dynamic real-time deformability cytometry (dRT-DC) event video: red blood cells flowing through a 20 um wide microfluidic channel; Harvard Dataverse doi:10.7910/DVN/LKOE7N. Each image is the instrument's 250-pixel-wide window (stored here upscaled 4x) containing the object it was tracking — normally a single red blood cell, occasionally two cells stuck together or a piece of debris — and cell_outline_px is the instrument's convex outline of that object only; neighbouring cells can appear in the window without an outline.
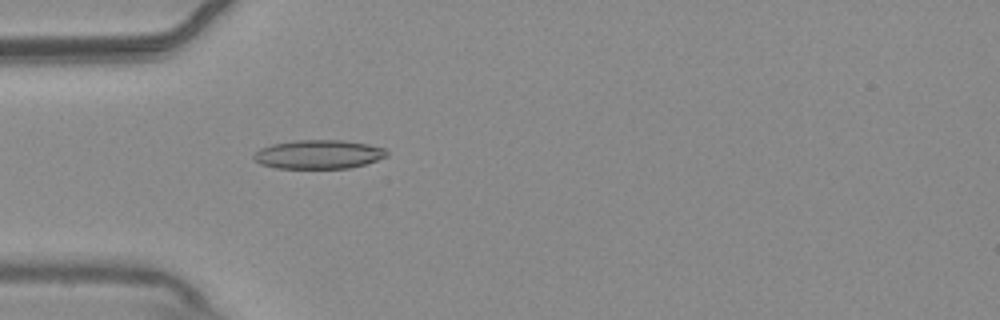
{"species": "common noctule bat (a hibernating species)", "species_latin": "Nyctalus noctula", "temperature_condition": "warm", "stored_images_in_passage": 51, "camera_frame_rate_fps": 3000, "um_per_image_px": 0.085, "animal": {"sex": "male", "body_mass_g": 20.4}, "frame": {"image": 1, "passage_image": 13, "time_ms": 4.0, "image_size_px": [1000, 320], "cell_outline_px": [[388, 156], [364, 164], [348, 168], [276, 168], [260, 164], [252, 156], [260, 148], [272, 144], [296, 140], [344, 140], [368, 144], [384, 148], [388, 152]], "centroid_in_image_um": [27.08, 13.11], "position_along_channel_um": 57.9, "area_um2": 22.31}}
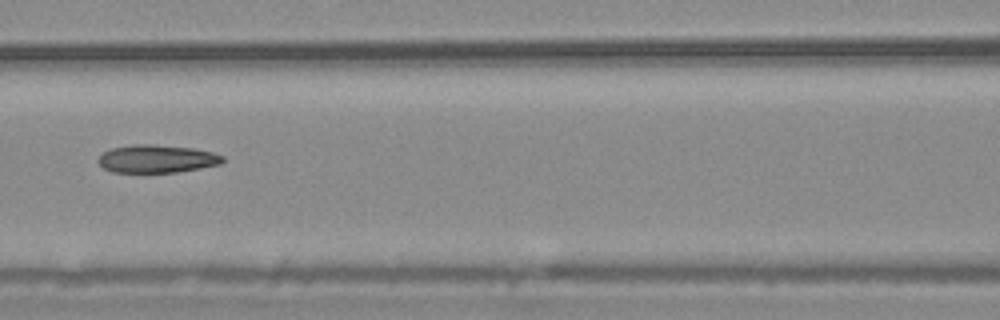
{"frame": {"image": 2, "passage_image": 21, "time_ms": 6.667, "image_size_px": [1000, 320], "cell_outline_px": [[224, 160], [220, 164], [200, 168], [176, 172], [112, 172], [104, 168], [96, 160], [104, 152], [112, 148], [132, 144], [152, 144], [192, 148], [212, 152], [224, 156]], "centroid_in_image_um": [13.32, 13.49], "position_along_channel_um": 153.3, "area_um2": 20.17}}
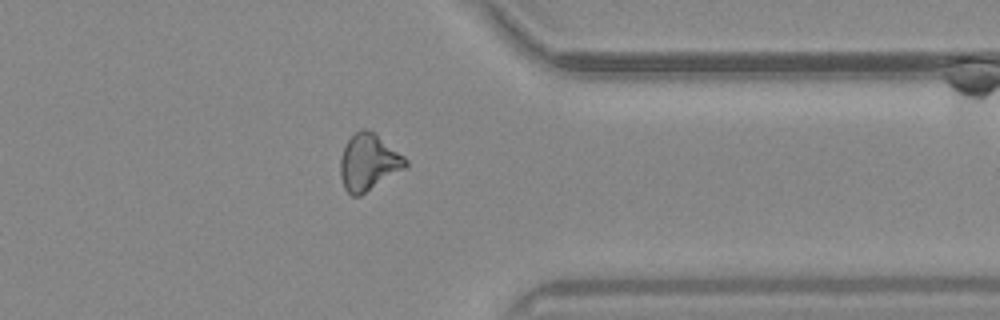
{"frame": {"image": 3, "passage_image": 40, "time_ms": 13.0, "image_size_px": [1000, 320], "cell_outline_px": [[408, 164], [404, 168], [360, 196], [352, 196], [344, 188], [340, 176], [340, 160], [344, 148], [348, 140], [360, 128], [368, 128], [376, 132], [404, 156], [408, 160]], "centroid_in_image_um": [31.32, 13.76], "position_along_channel_um": 380.1, "area_um2": 21.5}, "authors_computed_cell_mechanics": {"area_um2": 20.808, "velocity_mm_per_s": 3.6976, "shape_relaxation_time_tau1_ms": null, "shape_relaxation_time_tau2_ms": 3.9565, "deformation_change_tau1": null, "deformation_change_tau2": 0.1374}}